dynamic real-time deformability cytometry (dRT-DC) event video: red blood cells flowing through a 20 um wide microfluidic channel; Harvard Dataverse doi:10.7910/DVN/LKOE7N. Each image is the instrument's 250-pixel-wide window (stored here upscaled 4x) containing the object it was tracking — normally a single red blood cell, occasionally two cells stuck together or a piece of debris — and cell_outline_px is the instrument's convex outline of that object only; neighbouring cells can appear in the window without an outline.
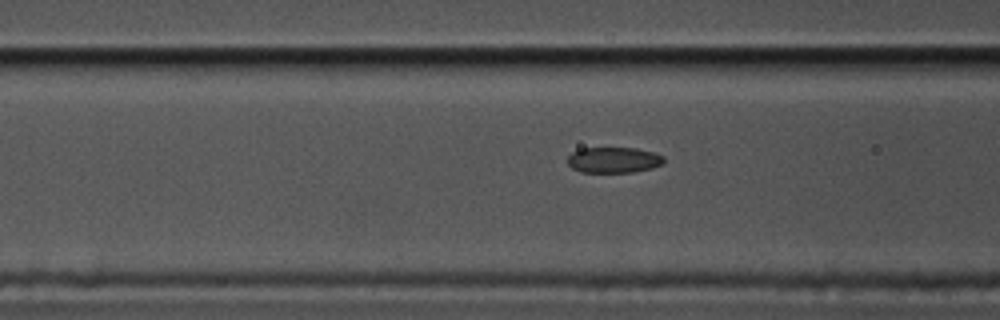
{"species": "common noctule bat (a hibernating species)", "species_latin": "Nyctalus noctula", "temperature_condition": "cold", "stored_images_in_passage": 9, "camera_frame_rate_fps": 3000, "um_per_image_px": 0.085, "animal": {"sex": "male", "body_mass_g": 17.5, "forearm_length_mm": 52.3}, "frame": {"image": 1, "passage_image": 7, "time_ms": 2.0, "image_size_px": [1000, 320], "cell_outline_px": [[664, 164], [652, 168], [636, 172], [580, 172], [572, 168], [568, 164], [568, 156], [572, 152], [580, 148], [636, 148], [652, 152], [664, 156]], "centroid_in_image_um": [52.17, 13.6], "position_along_channel_um": 114.4, "area_um2": 14.57}}